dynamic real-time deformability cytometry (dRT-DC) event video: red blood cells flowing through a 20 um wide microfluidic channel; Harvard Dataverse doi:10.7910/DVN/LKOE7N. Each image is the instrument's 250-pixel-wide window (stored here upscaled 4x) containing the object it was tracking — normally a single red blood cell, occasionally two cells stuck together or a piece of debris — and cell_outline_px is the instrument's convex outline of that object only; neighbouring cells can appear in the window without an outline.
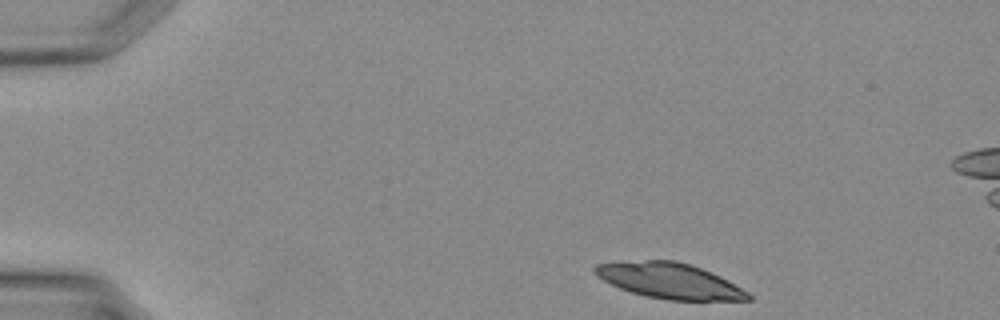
{"species": "Egyptian fruit bat (a non-hibernating species)", "species_latin": "Rousettus aegyptiacus", "temperature_condition": "warm", "stored_images_in_passage": 16, "camera_frame_rate_fps": 3000, "um_per_image_px": 0.085, "animal": {"sex": "female"}, "frame": {"image": 1, "passage_image": 1, "time_ms": 0.0, "image_size_px": [1000, 320], "cell_outline_px": [[752, 300], [668, 300], [644, 296], [620, 288], [596, 276], [592, 268], [596, 264], [644, 260], [676, 260], [700, 268], [748, 292], [752, 296]], "centroid_in_image_um": [56.85, 23.87], "position_along_channel_um": 28.1, "area_um2": 31.1}}